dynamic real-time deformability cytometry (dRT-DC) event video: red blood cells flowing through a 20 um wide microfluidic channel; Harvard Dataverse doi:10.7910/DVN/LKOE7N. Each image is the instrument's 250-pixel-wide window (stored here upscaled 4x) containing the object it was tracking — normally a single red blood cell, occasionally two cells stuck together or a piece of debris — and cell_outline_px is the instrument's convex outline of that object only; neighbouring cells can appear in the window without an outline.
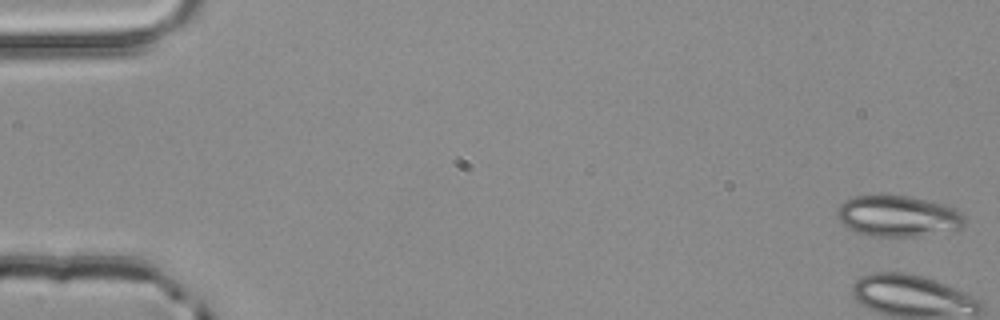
{"species": "common noctule bat (a hibernating species)", "species_latin": "Nyctalus noctula", "temperature_condition": "room temperature", "stored_images_in_passage": 4, "camera_frame_rate_fps": 3000, "um_per_image_px": 0.085, "animal": {"sex": "male", "body_mass_g": 20.4}, "frame": {"image": 1, "passage_image": 1, "time_ms": 0.0, "image_size_px": [1000, 320], "cell_outline_px": [[964, 224], [960, 228], [920, 236], [868, 236], [856, 232], [848, 228], [836, 216], [836, 208], [844, 200], [852, 196], [884, 192], [912, 196], [944, 204], [956, 208], [964, 216]], "centroid_in_image_um": [76.26, 18.31], "position_along_channel_um": 8.7, "area_um2": 31.39}}